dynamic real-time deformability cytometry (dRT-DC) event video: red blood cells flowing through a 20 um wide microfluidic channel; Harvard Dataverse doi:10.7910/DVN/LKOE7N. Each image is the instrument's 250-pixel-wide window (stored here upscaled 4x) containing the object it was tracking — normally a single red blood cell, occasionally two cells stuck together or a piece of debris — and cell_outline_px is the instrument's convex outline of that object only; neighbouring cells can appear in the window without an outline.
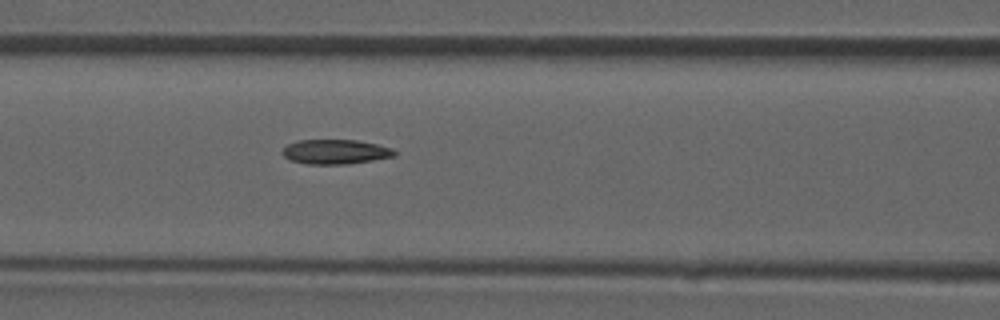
{"species": "common noctule bat (a hibernating species)", "species_latin": "Nyctalus noctula", "temperature_condition": "room temperature", "stored_images_in_passage": 46, "camera_frame_rate_fps": 3000, "um_per_image_px": 0.085, "animal": {"sex": "male", "forearm_length_mm": 52.5}, "frame": {"image": 1, "passage_image": 20, "time_ms": 6.333, "image_size_px": [1000, 320], "cell_outline_px": [[396, 156], [348, 164], [308, 164], [288, 160], [280, 152], [288, 144], [300, 140], [356, 140], [376, 144], [392, 148], [396, 152]], "centroid_in_image_um": [28.49, 12.9], "position_along_channel_um": 138.1, "area_um2": 16.07}}